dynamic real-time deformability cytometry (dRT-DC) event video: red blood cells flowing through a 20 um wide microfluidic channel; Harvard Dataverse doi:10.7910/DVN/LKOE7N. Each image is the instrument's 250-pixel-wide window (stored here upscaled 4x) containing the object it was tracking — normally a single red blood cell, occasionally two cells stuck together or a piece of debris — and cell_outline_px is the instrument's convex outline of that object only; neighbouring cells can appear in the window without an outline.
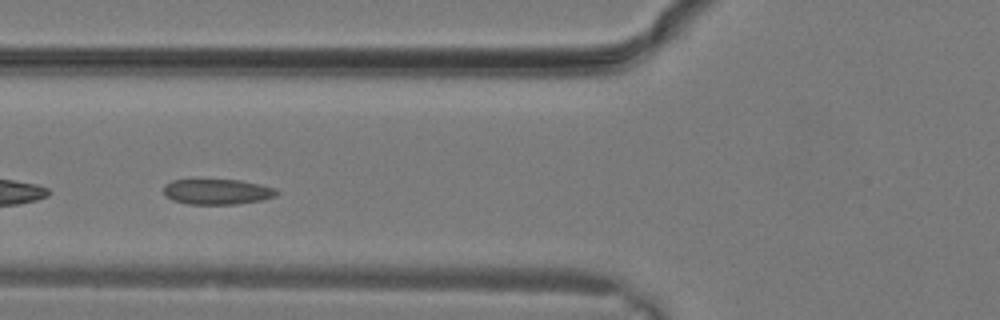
{"species": "common noctule bat (a hibernating species)", "species_latin": "Nyctalus noctula", "temperature_condition": "warm", "stored_images_in_passage": 13, "camera_frame_rate_fps": 3000, "um_per_image_px": 0.085, "animal": {"sex": "male", "body_mass_g": 19.2, "forearm_length_mm": 51.8}, "frame": {"image": 1, "passage_image": 8, "time_ms": 2.333, "image_size_px": [1000, 320], "cell_outline_px": [[280, 192], [276, 196], [260, 200], [236, 204], [188, 204], [172, 200], [164, 192], [164, 184], [172, 180], [240, 180], [260, 184], [276, 188]], "centroid_in_image_um": [18.49, 16.29], "position_along_channel_um": 107.3, "area_um2": 16.7}}
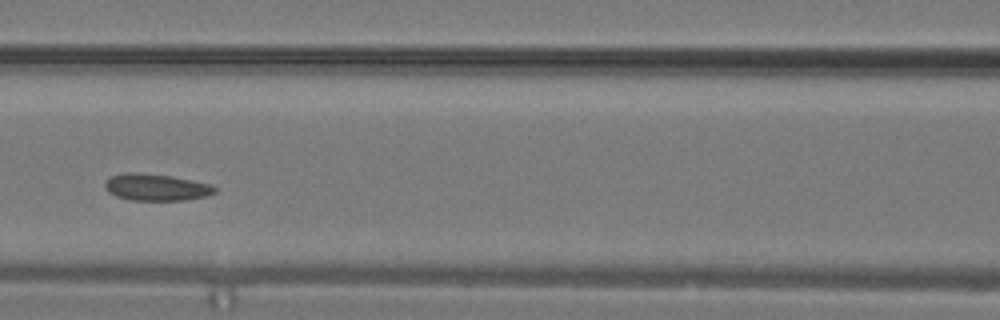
{"frame": {"image": 2, "passage_image": 10, "time_ms": 3.0, "image_size_px": [1000, 320], "cell_outline_px": [[216, 192], [204, 196], [184, 200], [132, 200], [116, 196], [108, 192], [104, 188], [104, 184], [112, 176], [128, 172], [136, 172], [172, 176], [208, 184], [216, 188]], "centroid_in_image_um": [13.24, 15.92], "position_along_channel_um": 153.4, "area_um2": 16.88}}
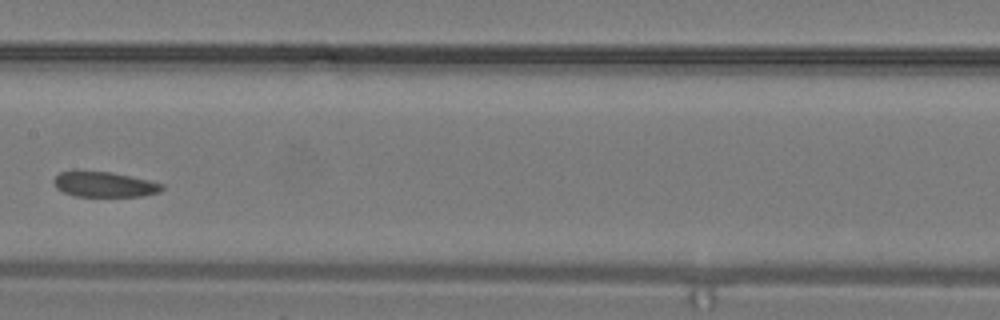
{"frame": {"image": 3, "passage_image": 12, "time_ms": 3.667, "image_size_px": [1000, 320], "cell_outline_px": [[164, 188], [160, 192], [140, 196], [76, 196], [64, 192], [56, 188], [52, 180], [60, 172], [112, 172], [148, 180], [164, 184]], "centroid_in_image_um": [8.89, 15.69], "position_along_channel_um": 198.5, "area_um2": 15.66}}